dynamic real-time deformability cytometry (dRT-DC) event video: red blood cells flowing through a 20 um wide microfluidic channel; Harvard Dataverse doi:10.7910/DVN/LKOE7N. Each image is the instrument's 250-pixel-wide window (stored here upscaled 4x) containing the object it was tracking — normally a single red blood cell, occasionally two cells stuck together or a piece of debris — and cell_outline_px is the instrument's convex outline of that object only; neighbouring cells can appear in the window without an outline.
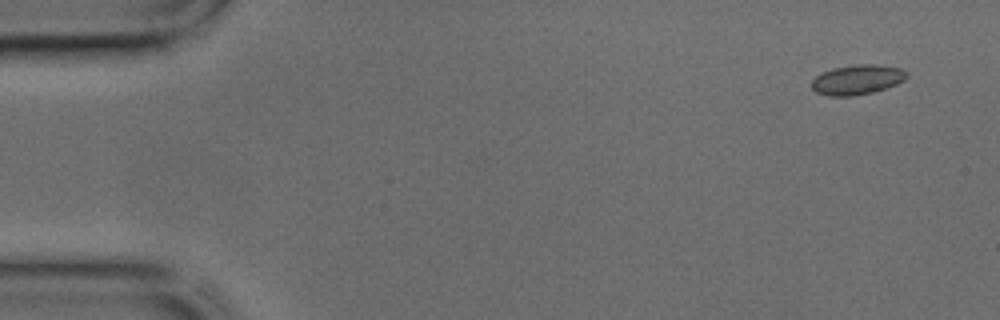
{"species": "common noctule bat (a hibernating species)", "species_latin": "Nyctalus noctula", "temperature_condition": "cold", "stored_images_in_passage": 44, "camera_frame_rate_fps": 3000, "um_per_image_px": 0.085, "animal": {"sex": "male", "body_mass_g": 17.9, "forearm_length_mm": 54.2}, "frame": {"image": 1, "passage_image": 3, "time_ms": 0.667, "image_size_px": [1000, 320], "cell_outline_px": [[908, 76], [904, 80], [896, 84], [872, 92], [852, 96], [828, 96], [816, 92], [812, 88], [812, 80], [816, 76], [832, 68], [856, 64], [876, 64], [900, 68], [908, 72]], "centroid_in_image_um": [72.86, 6.76], "position_along_channel_um": 12.1, "area_um2": 16.47}}
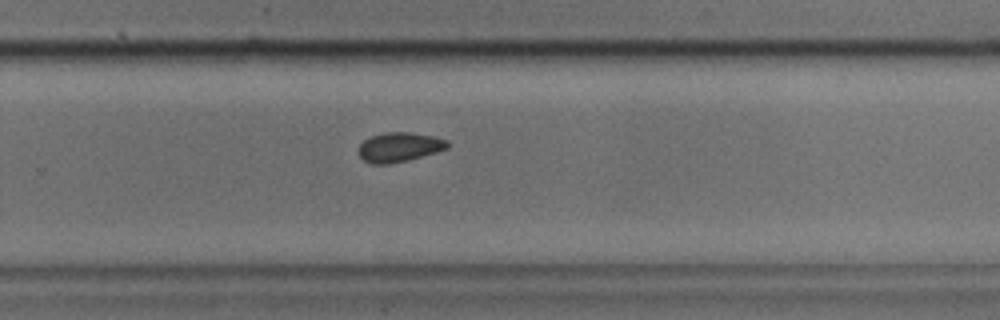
{"frame": {"image": 2, "passage_image": 29, "time_ms": 9.333, "image_size_px": [1000, 320], "cell_outline_px": [[448, 148], [436, 152], [408, 160], [388, 164], [372, 164], [364, 160], [360, 156], [360, 144], [364, 140], [372, 136], [384, 132], [412, 132], [432, 136], [448, 140]], "centroid_in_image_um": [33.95, 12.5], "position_along_channel_um": 295.8, "area_um2": 15.14}}
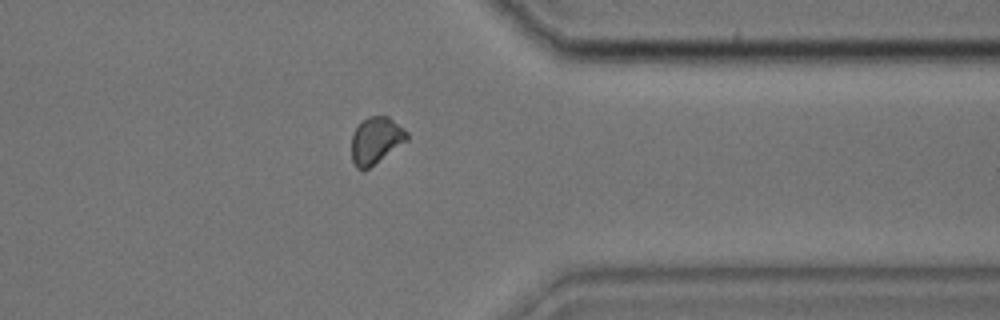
{"frame": {"image": 3, "passage_image": 35, "time_ms": 11.333, "image_size_px": [1000, 320], "cell_outline_px": [[408, 140], [364, 172], [356, 168], [352, 160], [352, 132], [360, 120], [368, 116], [388, 116], [404, 128], [408, 132]], "centroid_in_image_um": [31.93, 11.93], "position_along_channel_um": 379.5, "area_um2": 15.43}}